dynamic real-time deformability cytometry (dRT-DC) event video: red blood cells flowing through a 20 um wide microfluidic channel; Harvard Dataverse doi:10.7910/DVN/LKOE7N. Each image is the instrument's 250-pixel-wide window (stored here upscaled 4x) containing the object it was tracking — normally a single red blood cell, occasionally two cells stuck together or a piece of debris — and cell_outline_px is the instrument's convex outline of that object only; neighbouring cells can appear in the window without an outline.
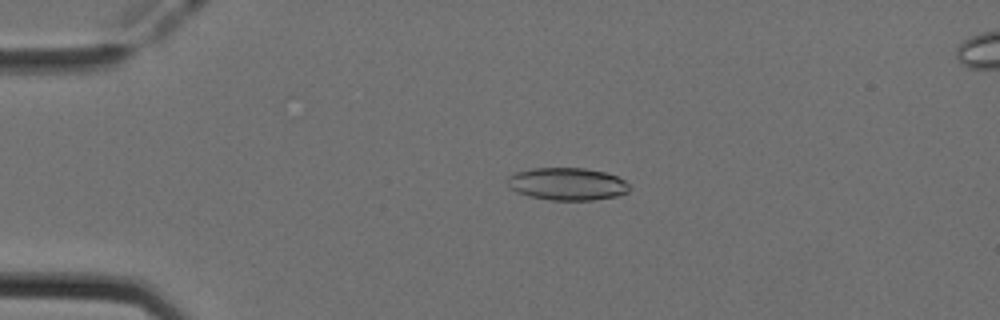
{"species": "Egyptian fruit bat (a non-hibernating species)", "species_latin": "Rousettus aegyptiacus", "temperature_condition": "cold", "stored_images_in_passage": 52, "camera_frame_rate_fps": 3000, "um_per_image_px": 0.085, "animal": {"sex": "female"}, "frame": {"image": 1, "passage_image": 12, "time_ms": 3.667, "image_size_px": [1000, 320], "cell_outline_px": [[628, 192], [616, 196], [592, 200], [552, 200], [528, 196], [516, 192], [508, 184], [508, 176], [516, 172], [532, 168], [584, 168], [604, 172], [616, 176], [624, 180], [628, 184]], "centroid_in_image_um": [48.2, 15.63], "position_along_channel_um": 36.8, "area_um2": 22.95}}
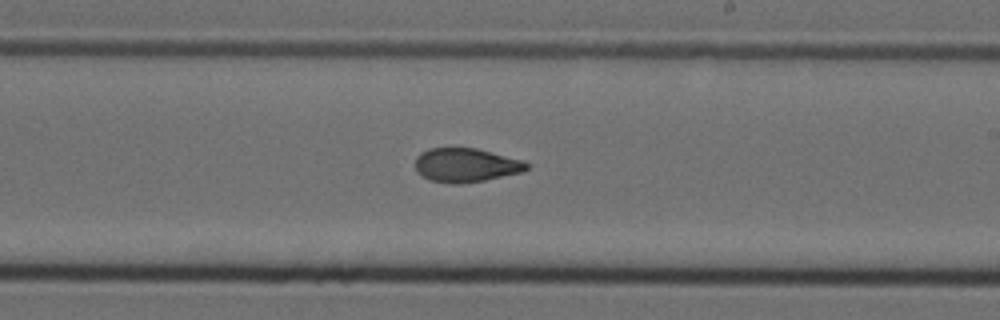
{"frame": {"image": 2, "passage_image": 31, "time_ms": 10.0, "image_size_px": [1000, 320], "cell_outline_px": [[528, 168], [524, 172], [484, 180], [460, 184], [452, 184], [428, 180], [416, 172], [416, 156], [420, 152], [428, 148], [476, 148], [524, 160], [528, 164]], "centroid_in_image_um": [39.59, 14.04], "position_along_channel_um": 249.4, "area_um2": 22.25}}
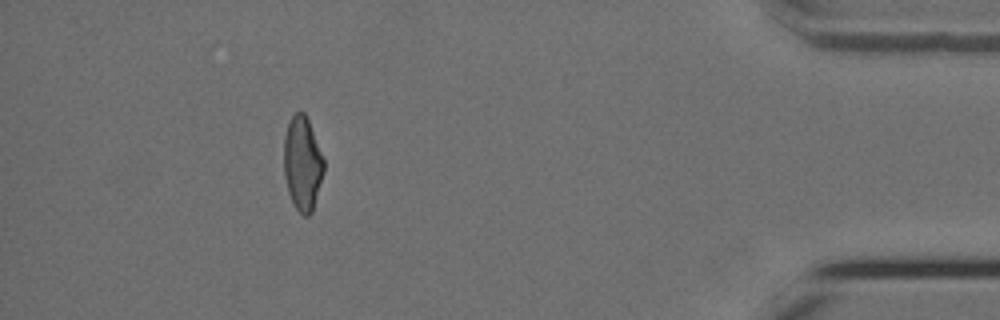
{"frame": {"image": 3, "passage_image": 47, "time_ms": 15.333, "image_size_px": [1000, 320], "cell_outline_px": [[324, 172], [312, 212], [308, 216], [304, 216], [296, 208], [288, 192], [284, 176], [284, 136], [288, 124], [292, 116], [296, 112], [304, 112], [308, 120], [324, 160]], "centroid_in_image_um": [25.7, 13.91], "position_along_channel_um": 409.5, "area_um2": 21.68}, "authors_computed_cell_mechanics": {"area_um2": 22.7154, "velocity_mm_per_s": 3.9773, "shape_relaxation_time_tau1_ms": 7.3091, "shape_relaxation_time_tau2_ms": 2.0922, "deformation_change_tau1": 0.1846, "deformation_change_tau2": 0.089}}